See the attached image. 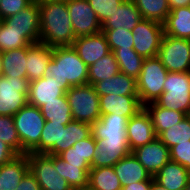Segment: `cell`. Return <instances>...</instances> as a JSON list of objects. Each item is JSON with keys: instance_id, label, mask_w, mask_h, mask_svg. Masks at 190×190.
Returning <instances> with one entry per match:
<instances>
[{"instance_id": "obj_42", "label": "cell", "mask_w": 190, "mask_h": 190, "mask_svg": "<svg viewBox=\"0 0 190 190\" xmlns=\"http://www.w3.org/2000/svg\"><path fill=\"white\" fill-rule=\"evenodd\" d=\"M170 160L183 165L190 171V141L179 143L170 148Z\"/></svg>"}, {"instance_id": "obj_51", "label": "cell", "mask_w": 190, "mask_h": 190, "mask_svg": "<svg viewBox=\"0 0 190 190\" xmlns=\"http://www.w3.org/2000/svg\"><path fill=\"white\" fill-rule=\"evenodd\" d=\"M2 52L0 51V76H2Z\"/></svg>"}, {"instance_id": "obj_10", "label": "cell", "mask_w": 190, "mask_h": 190, "mask_svg": "<svg viewBox=\"0 0 190 190\" xmlns=\"http://www.w3.org/2000/svg\"><path fill=\"white\" fill-rule=\"evenodd\" d=\"M134 51L144 59L156 57L164 36L163 24L141 19L133 28Z\"/></svg>"}, {"instance_id": "obj_15", "label": "cell", "mask_w": 190, "mask_h": 190, "mask_svg": "<svg viewBox=\"0 0 190 190\" xmlns=\"http://www.w3.org/2000/svg\"><path fill=\"white\" fill-rule=\"evenodd\" d=\"M131 153L128 139L96 140L95 156L91 167H111Z\"/></svg>"}, {"instance_id": "obj_39", "label": "cell", "mask_w": 190, "mask_h": 190, "mask_svg": "<svg viewBox=\"0 0 190 190\" xmlns=\"http://www.w3.org/2000/svg\"><path fill=\"white\" fill-rule=\"evenodd\" d=\"M0 140L22 155V146L15 128L13 116L0 115Z\"/></svg>"}, {"instance_id": "obj_30", "label": "cell", "mask_w": 190, "mask_h": 190, "mask_svg": "<svg viewBox=\"0 0 190 190\" xmlns=\"http://www.w3.org/2000/svg\"><path fill=\"white\" fill-rule=\"evenodd\" d=\"M54 167L58 174L67 181L71 189L77 190L89 187L90 169H81L70 165L58 155H54Z\"/></svg>"}, {"instance_id": "obj_6", "label": "cell", "mask_w": 190, "mask_h": 190, "mask_svg": "<svg viewBox=\"0 0 190 190\" xmlns=\"http://www.w3.org/2000/svg\"><path fill=\"white\" fill-rule=\"evenodd\" d=\"M73 120L95 123L101 117L99 95L93 85L71 87L66 92Z\"/></svg>"}, {"instance_id": "obj_28", "label": "cell", "mask_w": 190, "mask_h": 190, "mask_svg": "<svg viewBox=\"0 0 190 190\" xmlns=\"http://www.w3.org/2000/svg\"><path fill=\"white\" fill-rule=\"evenodd\" d=\"M65 127L66 125L60 123L45 122L40 143L31 152L59 155L61 153L62 128Z\"/></svg>"}, {"instance_id": "obj_8", "label": "cell", "mask_w": 190, "mask_h": 190, "mask_svg": "<svg viewBox=\"0 0 190 190\" xmlns=\"http://www.w3.org/2000/svg\"><path fill=\"white\" fill-rule=\"evenodd\" d=\"M29 86L27 78L0 76V115L14 116L26 106Z\"/></svg>"}, {"instance_id": "obj_32", "label": "cell", "mask_w": 190, "mask_h": 190, "mask_svg": "<svg viewBox=\"0 0 190 190\" xmlns=\"http://www.w3.org/2000/svg\"><path fill=\"white\" fill-rule=\"evenodd\" d=\"M40 110L46 122L67 125L73 120L66 94L58 97V100L47 102L40 107Z\"/></svg>"}, {"instance_id": "obj_20", "label": "cell", "mask_w": 190, "mask_h": 190, "mask_svg": "<svg viewBox=\"0 0 190 190\" xmlns=\"http://www.w3.org/2000/svg\"><path fill=\"white\" fill-rule=\"evenodd\" d=\"M54 47L43 43L27 46V79L31 82L44 77V71L52 59Z\"/></svg>"}, {"instance_id": "obj_21", "label": "cell", "mask_w": 190, "mask_h": 190, "mask_svg": "<svg viewBox=\"0 0 190 190\" xmlns=\"http://www.w3.org/2000/svg\"><path fill=\"white\" fill-rule=\"evenodd\" d=\"M93 87L99 96L112 94L138 96L136 79L121 72L111 78L94 83Z\"/></svg>"}, {"instance_id": "obj_11", "label": "cell", "mask_w": 190, "mask_h": 190, "mask_svg": "<svg viewBox=\"0 0 190 190\" xmlns=\"http://www.w3.org/2000/svg\"><path fill=\"white\" fill-rule=\"evenodd\" d=\"M66 4L76 38L101 32V23L88 0H67Z\"/></svg>"}, {"instance_id": "obj_35", "label": "cell", "mask_w": 190, "mask_h": 190, "mask_svg": "<svg viewBox=\"0 0 190 190\" xmlns=\"http://www.w3.org/2000/svg\"><path fill=\"white\" fill-rule=\"evenodd\" d=\"M142 19H149L163 24L170 13L168 0H133Z\"/></svg>"}, {"instance_id": "obj_44", "label": "cell", "mask_w": 190, "mask_h": 190, "mask_svg": "<svg viewBox=\"0 0 190 190\" xmlns=\"http://www.w3.org/2000/svg\"><path fill=\"white\" fill-rule=\"evenodd\" d=\"M91 165L95 156L96 139L91 134L88 138L77 141L73 146Z\"/></svg>"}, {"instance_id": "obj_27", "label": "cell", "mask_w": 190, "mask_h": 190, "mask_svg": "<svg viewBox=\"0 0 190 190\" xmlns=\"http://www.w3.org/2000/svg\"><path fill=\"white\" fill-rule=\"evenodd\" d=\"M144 108L151 117L156 136L162 131L180 123L187 116L183 112L160 107L155 102L146 104Z\"/></svg>"}, {"instance_id": "obj_43", "label": "cell", "mask_w": 190, "mask_h": 190, "mask_svg": "<svg viewBox=\"0 0 190 190\" xmlns=\"http://www.w3.org/2000/svg\"><path fill=\"white\" fill-rule=\"evenodd\" d=\"M32 2V0H0V19L3 20L20 12Z\"/></svg>"}, {"instance_id": "obj_46", "label": "cell", "mask_w": 190, "mask_h": 190, "mask_svg": "<svg viewBox=\"0 0 190 190\" xmlns=\"http://www.w3.org/2000/svg\"><path fill=\"white\" fill-rule=\"evenodd\" d=\"M16 190H42L35 176L30 170L25 174Z\"/></svg>"}, {"instance_id": "obj_16", "label": "cell", "mask_w": 190, "mask_h": 190, "mask_svg": "<svg viewBox=\"0 0 190 190\" xmlns=\"http://www.w3.org/2000/svg\"><path fill=\"white\" fill-rule=\"evenodd\" d=\"M73 48L88 67L111 52L102 31L93 35L77 37L74 40Z\"/></svg>"}, {"instance_id": "obj_9", "label": "cell", "mask_w": 190, "mask_h": 190, "mask_svg": "<svg viewBox=\"0 0 190 190\" xmlns=\"http://www.w3.org/2000/svg\"><path fill=\"white\" fill-rule=\"evenodd\" d=\"M29 170L35 176L42 190L71 189L54 167V155L45 153H27Z\"/></svg>"}, {"instance_id": "obj_18", "label": "cell", "mask_w": 190, "mask_h": 190, "mask_svg": "<svg viewBox=\"0 0 190 190\" xmlns=\"http://www.w3.org/2000/svg\"><path fill=\"white\" fill-rule=\"evenodd\" d=\"M101 115L113 114L129 119L143 108L138 96H99Z\"/></svg>"}, {"instance_id": "obj_24", "label": "cell", "mask_w": 190, "mask_h": 190, "mask_svg": "<svg viewBox=\"0 0 190 190\" xmlns=\"http://www.w3.org/2000/svg\"><path fill=\"white\" fill-rule=\"evenodd\" d=\"M142 19L133 0H123L117 10L101 24V29L124 28L132 31Z\"/></svg>"}, {"instance_id": "obj_38", "label": "cell", "mask_w": 190, "mask_h": 190, "mask_svg": "<svg viewBox=\"0 0 190 190\" xmlns=\"http://www.w3.org/2000/svg\"><path fill=\"white\" fill-rule=\"evenodd\" d=\"M31 45L25 39V33L10 29L3 21L0 23V51L18 49Z\"/></svg>"}, {"instance_id": "obj_25", "label": "cell", "mask_w": 190, "mask_h": 190, "mask_svg": "<svg viewBox=\"0 0 190 190\" xmlns=\"http://www.w3.org/2000/svg\"><path fill=\"white\" fill-rule=\"evenodd\" d=\"M28 171L27 154L17 155L10 162L0 166V190H16Z\"/></svg>"}, {"instance_id": "obj_2", "label": "cell", "mask_w": 190, "mask_h": 190, "mask_svg": "<svg viewBox=\"0 0 190 190\" xmlns=\"http://www.w3.org/2000/svg\"><path fill=\"white\" fill-rule=\"evenodd\" d=\"M44 77H51L70 89L88 84V66L80 59L73 46L55 47Z\"/></svg>"}, {"instance_id": "obj_45", "label": "cell", "mask_w": 190, "mask_h": 190, "mask_svg": "<svg viewBox=\"0 0 190 190\" xmlns=\"http://www.w3.org/2000/svg\"><path fill=\"white\" fill-rule=\"evenodd\" d=\"M58 156L70 165L79 166L81 169H91V165L73 147L68 148Z\"/></svg>"}, {"instance_id": "obj_40", "label": "cell", "mask_w": 190, "mask_h": 190, "mask_svg": "<svg viewBox=\"0 0 190 190\" xmlns=\"http://www.w3.org/2000/svg\"><path fill=\"white\" fill-rule=\"evenodd\" d=\"M105 34L107 43L109 44L110 51L115 49H133V33L124 28L117 29H101Z\"/></svg>"}, {"instance_id": "obj_50", "label": "cell", "mask_w": 190, "mask_h": 190, "mask_svg": "<svg viewBox=\"0 0 190 190\" xmlns=\"http://www.w3.org/2000/svg\"><path fill=\"white\" fill-rule=\"evenodd\" d=\"M150 190H168L165 187L161 186L160 184H158L154 178L152 180V184H151V188Z\"/></svg>"}, {"instance_id": "obj_47", "label": "cell", "mask_w": 190, "mask_h": 190, "mask_svg": "<svg viewBox=\"0 0 190 190\" xmlns=\"http://www.w3.org/2000/svg\"><path fill=\"white\" fill-rule=\"evenodd\" d=\"M18 154L6 143L0 140V166L10 162Z\"/></svg>"}, {"instance_id": "obj_12", "label": "cell", "mask_w": 190, "mask_h": 190, "mask_svg": "<svg viewBox=\"0 0 190 190\" xmlns=\"http://www.w3.org/2000/svg\"><path fill=\"white\" fill-rule=\"evenodd\" d=\"M10 29L25 33V39L30 44L39 43L40 10L38 2H32L20 12L2 20Z\"/></svg>"}, {"instance_id": "obj_48", "label": "cell", "mask_w": 190, "mask_h": 190, "mask_svg": "<svg viewBox=\"0 0 190 190\" xmlns=\"http://www.w3.org/2000/svg\"><path fill=\"white\" fill-rule=\"evenodd\" d=\"M152 181L135 182L130 185L122 186L120 190H150Z\"/></svg>"}, {"instance_id": "obj_49", "label": "cell", "mask_w": 190, "mask_h": 190, "mask_svg": "<svg viewBox=\"0 0 190 190\" xmlns=\"http://www.w3.org/2000/svg\"><path fill=\"white\" fill-rule=\"evenodd\" d=\"M170 10L190 6V0H168Z\"/></svg>"}, {"instance_id": "obj_3", "label": "cell", "mask_w": 190, "mask_h": 190, "mask_svg": "<svg viewBox=\"0 0 190 190\" xmlns=\"http://www.w3.org/2000/svg\"><path fill=\"white\" fill-rule=\"evenodd\" d=\"M167 74V69L157 56L144 59L141 72L136 79L138 98L143 107L156 102L163 93Z\"/></svg>"}, {"instance_id": "obj_26", "label": "cell", "mask_w": 190, "mask_h": 190, "mask_svg": "<svg viewBox=\"0 0 190 190\" xmlns=\"http://www.w3.org/2000/svg\"><path fill=\"white\" fill-rule=\"evenodd\" d=\"M163 30L165 35L190 39V6L170 10Z\"/></svg>"}, {"instance_id": "obj_23", "label": "cell", "mask_w": 190, "mask_h": 190, "mask_svg": "<svg viewBox=\"0 0 190 190\" xmlns=\"http://www.w3.org/2000/svg\"><path fill=\"white\" fill-rule=\"evenodd\" d=\"M153 177L168 190H184L190 181V171L183 165L169 160Z\"/></svg>"}, {"instance_id": "obj_5", "label": "cell", "mask_w": 190, "mask_h": 190, "mask_svg": "<svg viewBox=\"0 0 190 190\" xmlns=\"http://www.w3.org/2000/svg\"><path fill=\"white\" fill-rule=\"evenodd\" d=\"M13 119L22 146V155L30 153L40 143L46 120L40 108L29 104L22 107Z\"/></svg>"}, {"instance_id": "obj_1", "label": "cell", "mask_w": 190, "mask_h": 190, "mask_svg": "<svg viewBox=\"0 0 190 190\" xmlns=\"http://www.w3.org/2000/svg\"><path fill=\"white\" fill-rule=\"evenodd\" d=\"M39 42L49 47L73 46L76 39L66 1L40 0Z\"/></svg>"}, {"instance_id": "obj_37", "label": "cell", "mask_w": 190, "mask_h": 190, "mask_svg": "<svg viewBox=\"0 0 190 190\" xmlns=\"http://www.w3.org/2000/svg\"><path fill=\"white\" fill-rule=\"evenodd\" d=\"M169 149L176 144L190 141V115L180 123L162 131L157 136Z\"/></svg>"}, {"instance_id": "obj_7", "label": "cell", "mask_w": 190, "mask_h": 190, "mask_svg": "<svg viewBox=\"0 0 190 190\" xmlns=\"http://www.w3.org/2000/svg\"><path fill=\"white\" fill-rule=\"evenodd\" d=\"M157 57L168 72H189L190 39L164 34Z\"/></svg>"}, {"instance_id": "obj_22", "label": "cell", "mask_w": 190, "mask_h": 190, "mask_svg": "<svg viewBox=\"0 0 190 190\" xmlns=\"http://www.w3.org/2000/svg\"><path fill=\"white\" fill-rule=\"evenodd\" d=\"M113 168L122 186L154 178L132 153L119 160Z\"/></svg>"}, {"instance_id": "obj_14", "label": "cell", "mask_w": 190, "mask_h": 190, "mask_svg": "<svg viewBox=\"0 0 190 190\" xmlns=\"http://www.w3.org/2000/svg\"><path fill=\"white\" fill-rule=\"evenodd\" d=\"M126 135L130 151L157 138L151 117L144 107L128 120Z\"/></svg>"}, {"instance_id": "obj_33", "label": "cell", "mask_w": 190, "mask_h": 190, "mask_svg": "<svg viewBox=\"0 0 190 190\" xmlns=\"http://www.w3.org/2000/svg\"><path fill=\"white\" fill-rule=\"evenodd\" d=\"M119 66L115 59L114 53L111 51L103 58L96 61L88 67V84L111 78L119 73Z\"/></svg>"}, {"instance_id": "obj_36", "label": "cell", "mask_w": 190, "mask_h": 190, "mask_svg": "<svg viewBox=\"0 0 190 190\" xmlns=\"http://www.w3.org/2000/svg\"><path fill=\"white\" fill-rule=\"evenodd\" d=\"M92 134V125L72 120L62 128L61 153L72 147L77 141L88 138Z\"/></svg>"}, {"instance_id": "obj_17", "label": "cell", "mask_w": 190, "mask_h": 190, "mask_svg": "<svg viewBox=\"0 0 190 190\" xmlns=\"http://www.w3.org/2000/svg\"><path fill=\"white\" fill-rule=\"evenodd\" d=\"M68 89L51 77H42L30 82L28 104L40 108L47 102L58 100Z\"/></svg>"}, {"instance_id": "obj_52", "label": "cell", "mask_w": 190, "mask_h": 190, "mask_svg": "<svg viewBox=\"0 0 190 190\" xmlns=\"http://www.w3.org/2000/svg\"><path fill=\"white\" fill-rule=\"evenodd\" d=\"M184 190H190V181L187 183V186L185 187Z\"/></svg>"}, {"instance_id": "obj_19", "label": "cell", "mask_w": 190, "mask_h": 190, "mask_svg": "<svg viewBox=\"0 0 190 190\" xmlns=\"http://www.w3.org/2000/svg\"><path fill=\"white\" fill-rule=\"evenodd\" d=\"M129 118L113 114L101 115L92 124V135L96 140L127 139L126 127Z\"/></svg>"}, {"instance_id": "obj_29", "label": "cell", "mask_w": 190, "mask_h": 190, "mask_svg": "<svg viewBox=\"0 0 190 190\" xmlns=\"http://www.w3.org/2000/svg\"><path fill=\"white\" fill-rule=\"evenodd\" d=\"M2 76L27 78V47L2 53Z\"/></svg>"}, {"instance_id": "obj_13", "label": "cell", "mask_w": 190, "mask_h": 190, "mask_svg": "<svg viewBox=\"0 0 190 190\" xmlns=\"http://www.w3.org/2000/svg\"><path fill=\"white\" fill-rule=\"evenodd\" d=\"M131 153L152 176L170 160V149L158 137Z\"/></svg>"}, {"instance_id": "obj_41", "label": "cell", "mask_w": 190, "mask_h": 190, "mask_svg": "<svg viewBox=\"0 0 190 190\" xmlns=\"http://www.w3.org/2000/svg\"><path fill=\"white\" fill-rule=\"evenodd\" d=\"M122 1L123 0H88L101 24L111 17V14L117 10Z\"/></svg>"}, {"instance_id": "obj_34", "label": "cell", "mask_w": 190, "mask_h": 190, "mask_svg": "<svg viewBox=\"0 0 190 190\" xmlns=\"http://www.w3.org/2000/svg\"><path fill=\"white\" fill-rule=\"evenodd\" d=\"M119 71L135 79L139 77L144 58L134 49H115L113 51Z\"/></svg>"}, {"instance_id": "obj_31", "label": "cell", "mask_w": 190, "mask_h": 190, "mask_svg": "<svg viewBox=\"0 0 190 190\" xmlns=\"http://www.w3.org/2000/svg\"><path fill=\"white\" fill-rule=\"evenodd\" d=\"M90 190H120L122 184L116 175L113 166L91 167L89 171Z\"/></svg>"}, {"instance_id": "obj_4", "label": "cell", "mask_w": 190, "mask_h": 190, "mask_svg": "<svg viewBox=\"0 0 190 190\" xmlns=\"http://www.w3.org/2000/svg\"><path fill=\"white\" fill-rule=\"evenodd\" d=\"M158 106L190 115V71L168 72Z\"/></svg>"}, {"instance_id": "obj_53", "label": "cell", "mask_w": 190, "mask_h": 190, "mask_svg": "<svg viewBox=\"0 0 190 190\" xmlns=\"http://www.w3.org/2000/svg\"><path fill=\"white\" fill-rule=\"evenodd\" d=\"M77 190H90L89 188H82V189H77Z\"/></svg>"}]
</instances>
